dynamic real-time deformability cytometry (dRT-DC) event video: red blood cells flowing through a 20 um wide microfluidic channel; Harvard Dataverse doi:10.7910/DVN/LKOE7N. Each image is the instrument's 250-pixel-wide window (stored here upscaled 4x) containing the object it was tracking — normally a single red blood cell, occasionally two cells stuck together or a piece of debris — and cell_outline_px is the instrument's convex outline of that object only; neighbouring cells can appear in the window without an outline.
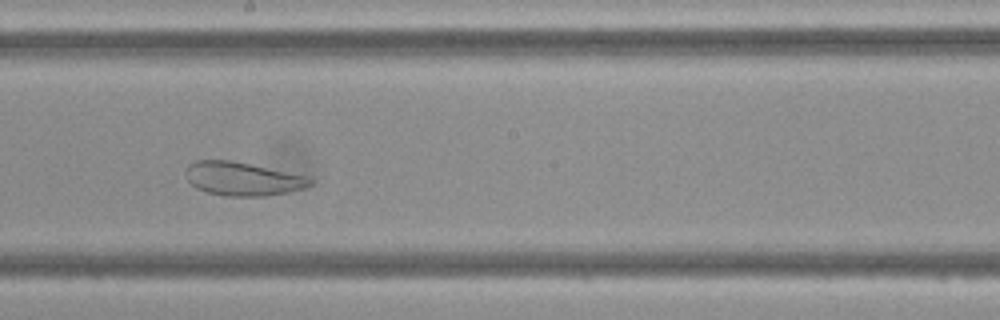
{"species": "Egyptian fruit bat (a non-hibernating species)", "species_latin": "Rousettus aegyptiacus", "temperature_condition": "cold", "stored_images_in_passage": 45, "camera_frame_rate_fps": 3000, "um_per_image_px": 0.085, "frame": {"image": 1, "passage_image": 23, "time_ms": 7.333, "image_size_px": [1000, 320], "cell_outline_px": [[312, 184], [304, 188], [288, 192], [264, 196], [228, 196], [208, 192], [196, 188], [188, 180], [188, 164], [196, 160], [228, 160], [308, 176], [312, 180]], "centroid_in_image_um": [20.65, 15.2], "position_along_channel_um": 227.6, "area_um2": 23.87}}
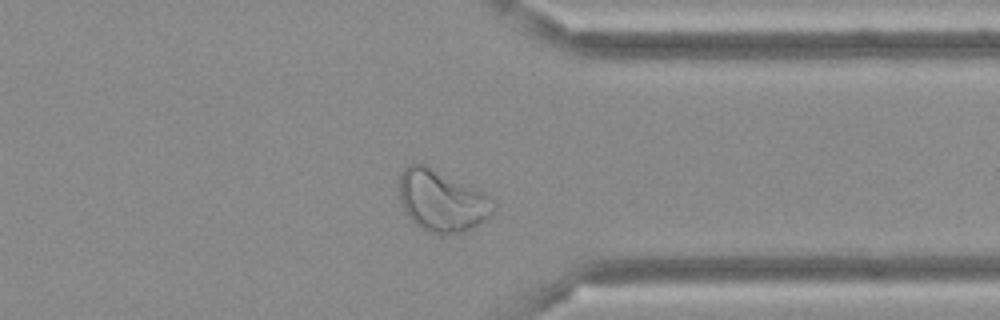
{"frame": {"image": 2, "passage_image": 34, "time_ms": 11.0, "image_size_px": [1000, 320], "cell_outline_px": [[496, 208], [484, 220], [464, 232], [428, 232], [420, 228], [408, 216], [400, 200], [400, 172], [408, 164], [424, 164], [488, 196], [496, 204]], "centroid_in_image_um": [37.52, 17.06], "position_along_channel_um": 373.9, "area_um2": 32.66}}
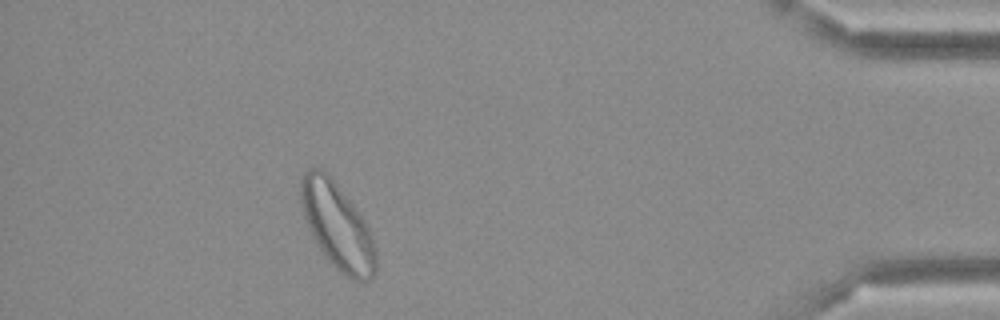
{"frame": {"image": 3, "passage_image": 40, "time_ms": 13.0, "image_size_px": [1000, 320], "cell_outline_px": [[376, 272], [368, 280], [352, 280], [340, 272], [320, 252], [312, 236], [304, 216], [300, 200], [300, 180], [304, 172], [308, 168], [320, 168], [328, 172], [364, 220], [372, 236], [376, 248]], "centroid_in_image_um": [28.65, 19.2], "position_along_channel_um": 406.5, "area_um2": 37.74}}